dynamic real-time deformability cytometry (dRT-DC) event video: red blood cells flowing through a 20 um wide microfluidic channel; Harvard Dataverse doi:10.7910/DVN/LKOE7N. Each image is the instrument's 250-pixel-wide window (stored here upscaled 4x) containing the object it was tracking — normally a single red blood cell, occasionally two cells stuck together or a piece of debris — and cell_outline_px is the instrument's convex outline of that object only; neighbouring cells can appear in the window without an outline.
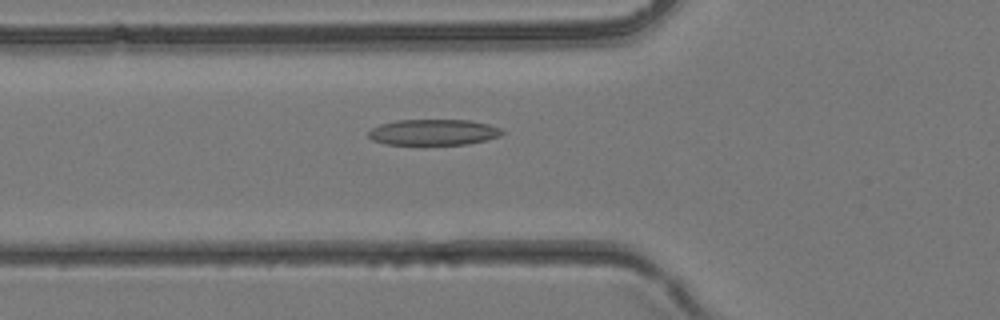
{"species": "common noctule bat (a hibernating species)", "species_latin": "Nyctalus noctula", "temperature_condition": "room temperature", "stored_images_in_passage": 37, "camera_frame_rate_fps": 3000, "um_per_image_px": 0.085, "animal": {"sex": "female", "body_mass_g": 24.6, "forearm_length_mm": 56.2}, "frame": {"image": 1, "passage_image": 12, "time_ms": 3.667, "image_size_px": [1000, 320], "cell_outline_px": [[504, 132], [500, 136], [468, 144], [384, 144], [372, 140], [368, 136], [368, 132], [372, 128], [380, 124], [396, 120], [468, 120], [488, 124], [500, 128]], "centroid_in_image_um": [36.82, 11.23], "position_along_channel_um": 89.0, "area_um2": 20.06}}
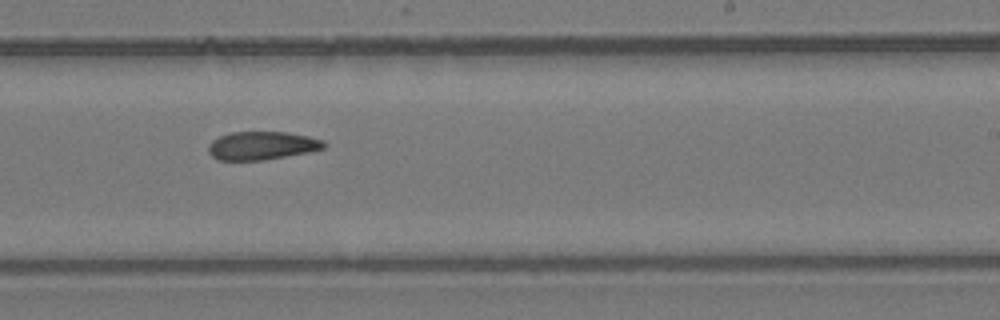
{"frame": {"image": 2, "passage_image": 22, "time_ms": 7.0, "image_size_px": [1000, 320], "cell_outline_px": [[328, 144], [324, 148], [308, 152], [264, 160], [216, 160], [208, 152], [208, 144], [212, 140], [220, 136], [232, 132], [284, 132], [308, 136], [324, 140]], "centroid_in_image_um": [22.26, 12.38], "position_along_channel_um": 266.7, "area_um2": 19.07}}
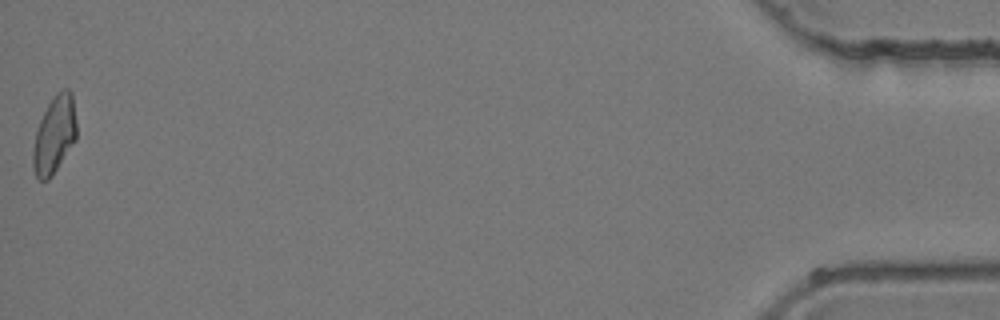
{"frame": {"image": 3, "passage_image": 37, "time_ms": 12.0, "image_size_px": [1000, 320], "cell_outline_px": [[76, 140], [52, 176], [48, 180], [40, 180], [36, 176], [32, 164], [32, 152], [36, 132], [40, 120], [48, 104], [56, 92], [64, 88], [68, 88], [72, 92], [76, 120]], "centroid_in_image_um": [4.63, 11.45], "position_along_channel_um": 430.6, "area_um2": 19.71}}